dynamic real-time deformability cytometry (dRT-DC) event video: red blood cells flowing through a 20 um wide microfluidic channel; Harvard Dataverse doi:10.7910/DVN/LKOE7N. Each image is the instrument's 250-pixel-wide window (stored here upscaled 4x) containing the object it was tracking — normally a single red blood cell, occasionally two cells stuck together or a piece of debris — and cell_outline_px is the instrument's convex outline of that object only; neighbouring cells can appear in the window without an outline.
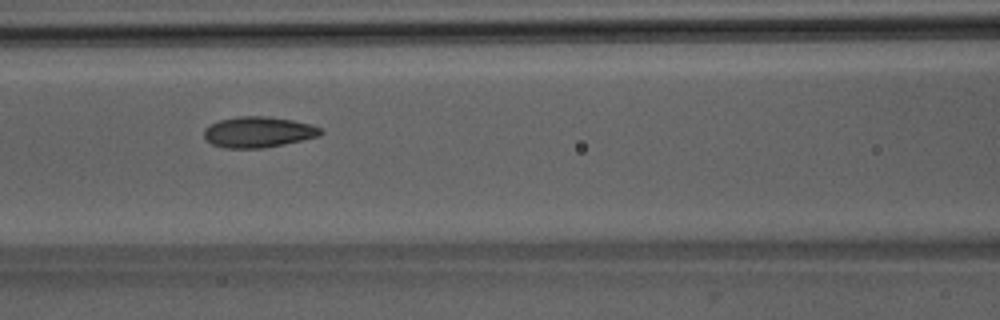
{"species": "Egyptian fruit bat (a non-hibernating species)", "species_latin": "Rousettus aegyptiacus", "temperature_condition": "room temperature", "stored_images_in_passage": 7, "camera_frame_rate_fps": 3000, "um_per_image_px": 0.085, "animal": {"sex": "male"}, "frame": {"image": 1, "passage_image": 7, "time_ms": 7.0, "image_size_px": [1000, 320], "cell_outline_px": [[324, 132], [320, 136], [284, 144], [264, 148], [224, 148], [212, 144], [204, 136], [204, 128], [220, 120], [236, 116], [268, 116], [292, 120], [312, 124], [320, 128]], "centroid_in_image_um": [21.98, 11.22], "position_along_channel_um": 144.6, "area_um2": 20.98}}